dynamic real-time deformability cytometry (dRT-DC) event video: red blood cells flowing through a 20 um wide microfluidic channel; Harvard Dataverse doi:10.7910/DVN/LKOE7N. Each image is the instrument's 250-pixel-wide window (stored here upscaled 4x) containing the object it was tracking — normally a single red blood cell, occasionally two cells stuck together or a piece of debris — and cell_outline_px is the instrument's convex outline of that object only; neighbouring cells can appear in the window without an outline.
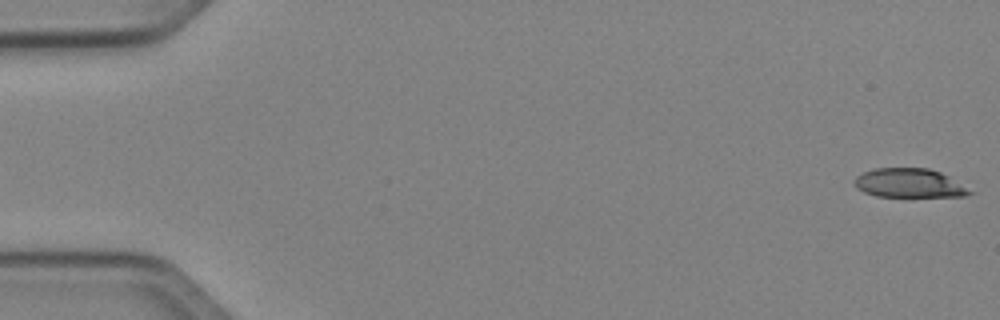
{"species": "Egyptian fruit bat (a non-hibernating species)", "species_latin": "Rousettus aegyptiacus", "temperature_condition": "cold", "stored_images_in_passage": 14, "camera_frame_rate_fps": 3000, "um_per_image_px": 0.085, "animal": {"sex": "female"}, "frame": {"image": 1, "passage_image": 1, "time_ms": 0.0, "image_size_px": [1000, 320], "cell_outline_px": [[976, 192], [964, 196], [876, 196], [864, 192], [856, 188], [852, 180], [856, 176], [864, 172], [876, 168], [928, 168], [940, 172], [948, 176]], "centroid_in_image_um": [77.27, 15.56], "position_along_channel_um": 7.7, "area_um2": 19.48}}
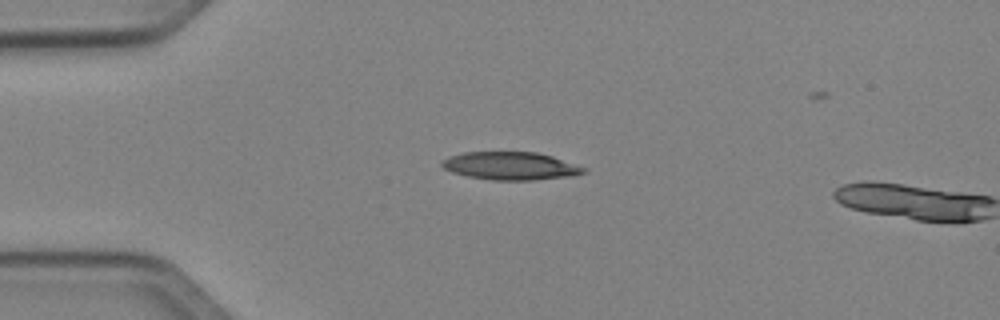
{"frame": {"image": 2, "passage_image": 13, "time_ms": 4.0, "image_size_px": [1000, 320], "cell_outline_px": [[588, 172], [568, 176], [536, 180], [492, 180], [468, 176], [452, 172], [444, 168], [440, 164], [448, 156], [464, 152], [536, 152], [552, 156], [588, 168]], "centroid_in_image_um": [43.42, 14.1], "position_along_channel_um": 41.6, "area_um2": 23.06}}